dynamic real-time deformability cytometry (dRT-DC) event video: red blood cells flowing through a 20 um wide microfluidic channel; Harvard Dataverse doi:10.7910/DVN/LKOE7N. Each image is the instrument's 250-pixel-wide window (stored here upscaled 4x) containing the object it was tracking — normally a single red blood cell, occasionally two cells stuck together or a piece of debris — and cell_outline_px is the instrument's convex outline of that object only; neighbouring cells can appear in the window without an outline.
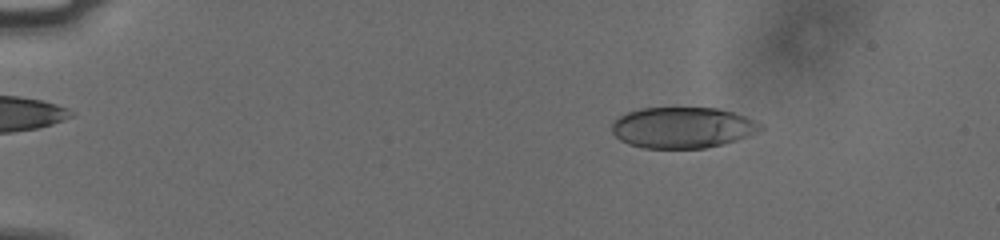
{"species": "human", "species_latin": "Homo sapiens", "temperature_condition": "cold", "stored_images_in_passage": 15, "camera_frame_rate_fps": 3000, "um_per_image_px": 0.085, "donor": {"sex": "male"}, "frame": {"image": 1, "passage_image": 2, "time_ms": 0.333, "image_size_px": [1000, 240], "cell_outline_px": [[764, 128], [736, 140], [724, 144], [704, 148], [644, 148], [628, 144], [620, 140], [612, 132], [612, 124], [620, 116], [628, 112], [640, 108], [716, 108], [732, 112], [756, 120], [764, 124]], "centroid_in_image_um": [58.02, 10.85], "position_along_channel_um": 27.0, "area_um2": 35.37}}
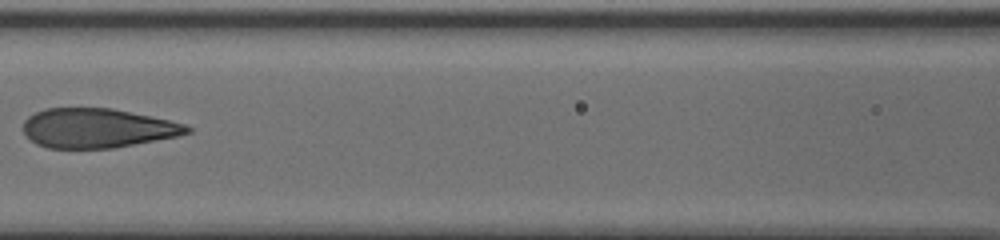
{"frame": {"image": 2, "passage_image": 11, "time_ms": 3.333, "image_size_px": [1000, 240], "cell_outline_px": [[192, 132], [176, 136], [112, 148], [48, 148], [36, 144], [24, 132], [24, 120], [28, 116], [44, 108], [112, 108], [168, 120], [184, 124], [192, 128]], "centroid_in_image_um": [8.25, 10.89], "position_along_channel_um": 158.4, "area_um2": 37.28}}
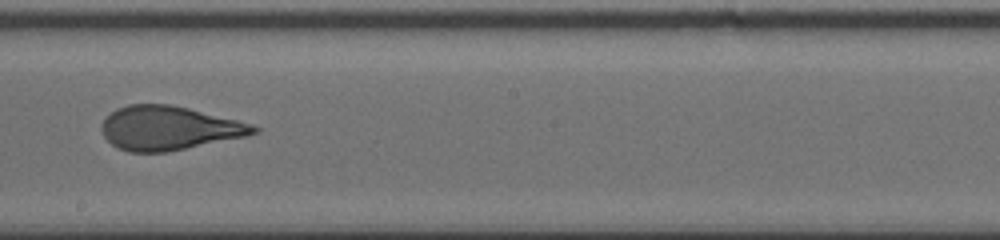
{"frame": {"image": 3, "passage_image": 14, "time_ms": 4.333, "image_size_px": [1000, 240], "cell_outline_px": [[260, 128], [256, 132], [244, 136], [168, 152], [128, 152], [116, 148], [104, 136], [100, 128], [100, 124], [116, 108], [128, 104], [168, 104], [188, 108], [252, 124]], "centroid_in_image_um": [14.29, 10.89], "position_along_channel_um": 233.9, "area_um2": 38.61}}